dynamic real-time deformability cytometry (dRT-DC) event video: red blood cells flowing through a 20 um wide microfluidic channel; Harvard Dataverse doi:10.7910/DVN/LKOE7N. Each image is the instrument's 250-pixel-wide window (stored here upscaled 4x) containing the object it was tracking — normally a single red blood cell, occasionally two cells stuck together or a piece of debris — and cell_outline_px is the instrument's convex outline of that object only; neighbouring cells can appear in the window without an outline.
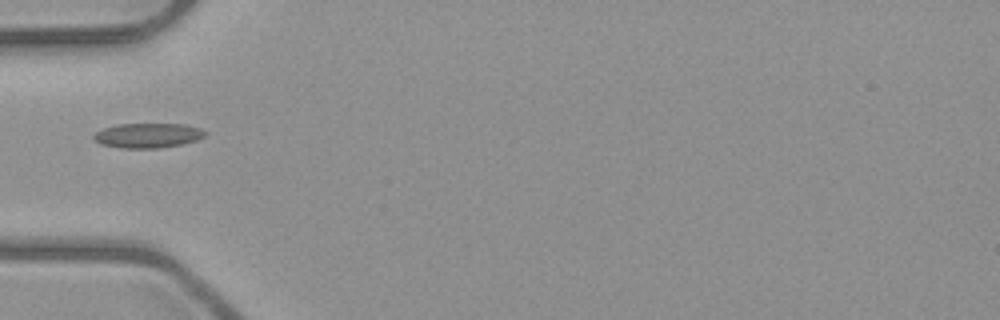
{"species": "common noctule bat (a hibernating species)", "species_latin": "Nyctalus noctula", "temperature_condition": "room temperature", "stored_images_in_passage": 1, "camera_frame_rate_fps": 3000, "um_per_image_px": 0.085, "animal": {"sex": "male", "body_mass_g": 23.1, "forearm_length_mm": 52.7}, "frame": {"image": 1, "passage_image": 1, "time_ms": 0.0, "image_size_px": [1000, 320], "cell_outline_px": [[208, 132], [204, 136], [196, 140], [180, 144], [160, 148], [120, 148], [100, 144], [92, 136], [96, 132], [104, 128], [120, 124], [184, 124], [200, 128]], "centroid_in_image_um": [12.57, 11.51], "position_along_channel_um": 72.4, "area_um2": 15.95}}